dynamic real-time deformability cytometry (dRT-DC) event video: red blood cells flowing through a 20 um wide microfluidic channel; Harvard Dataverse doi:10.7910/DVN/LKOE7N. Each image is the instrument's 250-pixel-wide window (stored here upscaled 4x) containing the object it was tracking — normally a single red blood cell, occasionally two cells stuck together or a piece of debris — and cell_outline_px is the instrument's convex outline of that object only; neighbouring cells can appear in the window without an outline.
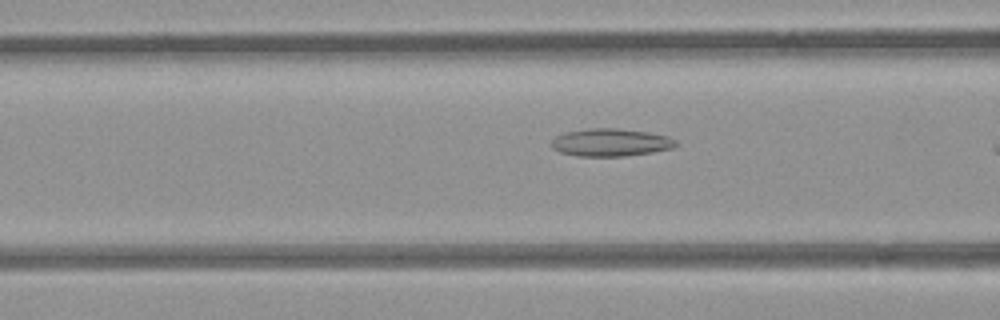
{"species": "common noctule bat (a hibernating species)", "species_latin": "Nyctalus noctula", "temperature_condition": "room temperature", "stored_images_in_passage": 9, "camera_frame_rate_fps": 3000, "um_per_image_px": 0.085, "animal": {"sex": "female", "body_mass_g": 21.9}, "frame": {"image": 1, "passage_image": 7, "time_ms": 2.0, "image_size_px": [1000, 320], "cell_outline_px": [[680, 144], [672, 148], [652, 152], [624, 156], [576, 156], [560, 152], [552, 148], [552, 140], [556, 136], [564, 132], [588, 128], [616, 128], [648, 132], [668, 136], [676, 140]], "centroid_in_image_um": [51.91, 12.1], "position_along_channel_um": 114.7, "area_um2": 20.17}}